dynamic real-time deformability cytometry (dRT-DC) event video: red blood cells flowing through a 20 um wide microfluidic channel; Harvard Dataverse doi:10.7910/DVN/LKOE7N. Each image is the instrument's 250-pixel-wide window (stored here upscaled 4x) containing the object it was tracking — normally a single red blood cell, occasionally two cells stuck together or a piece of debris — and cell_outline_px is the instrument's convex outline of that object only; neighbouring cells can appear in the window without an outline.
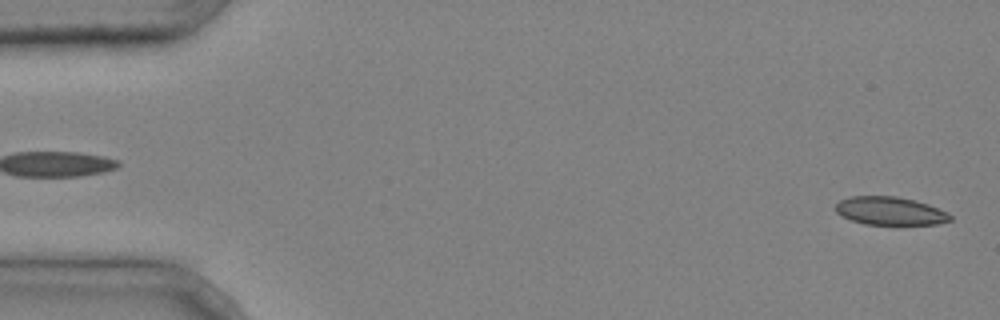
{"species": "common noctule bat (a hibernating species)", "species_latin": "Nyctalus noctula", "temperature_condition": "cold", "stored_images_in_passage": 5, "camera_frame_rate_fps": 3000, "um_per_image_px": 0.085, "animal": {"sex": "male", "body_mass_g": 20.4}, "frame": {"image": 1, "passage_image": 1, "time_ms": 0.0, "image_size_px": [1000, 320], "cell_outline_px": [[952, 220], [936, 224], [864, 224], [852, 220], [836, 212], [836, 204], [840, 200], [848, 196], [896, 196], [916, 200], [928, 204], [948, 212], [952, 216]], "centroid_in_image_um": [75.68, 17.92], "position_along_channel_um": 9.3, "area_um2": 18.79}}
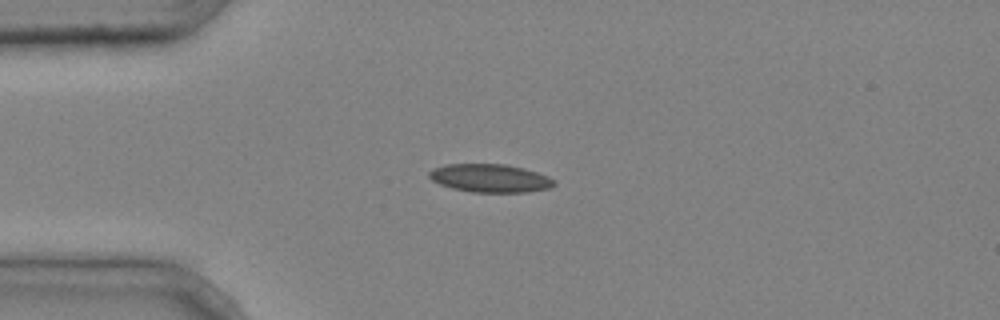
{"frame": {"image": 2, "passage_image": 4, "time_ms": 1.0, "image_size_px": [1000, 320], "cell_outline_px": [[556, 184], [552, 188], [528, 192], [472, 192], [452, 188], [440, 184], [432, 180], [428, 176], [428, 172], [432, 168], [444, 164], [508, 164], [524, 168], [548, 176], [556, 180]], "centroid_in_image_um": [41.68, 15.14], "position_along_channel_um": 43.3, "area_um2": 20.81}}